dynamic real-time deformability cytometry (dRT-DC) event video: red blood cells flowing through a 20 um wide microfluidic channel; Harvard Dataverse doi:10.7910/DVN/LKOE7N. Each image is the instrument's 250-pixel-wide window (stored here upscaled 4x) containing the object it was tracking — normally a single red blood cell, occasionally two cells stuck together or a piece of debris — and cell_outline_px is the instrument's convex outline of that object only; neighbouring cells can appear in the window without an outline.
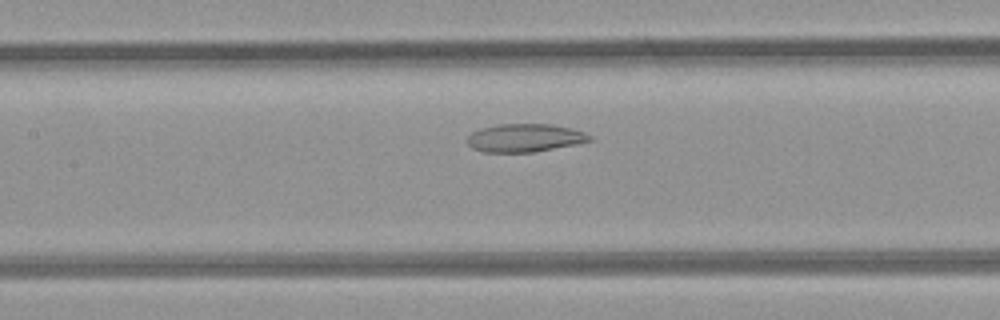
{"species": "common noctule bat (a hibernating species)", "species_latin": "Nyctalus noctula", "temperature_condition": "room temperature", "stored_images_in_passage": 31, "camera_frame_rate_fps": 3000, "um_per_image_px": 0.085, "animal": {"sex": "female", "body_mass_g": 21.9}, "frame": {"image": 1, "passage_image": 7, "time_ms": 2.0, "image_size_px": [1000, 320], "cell_outline_px": [[592, 140], [576, 144], [536, 152], [484, 152], [472, 148], [468, 144], [468, 136], [472, 132], [480, 128], [496, 124], [552, 124], [572, 128], [584, 132], [592, 136]], "centroid_in_image_um": [44.61, 11.71], "position_along_channel_um": 162.8, "area_um2": 20.17}}
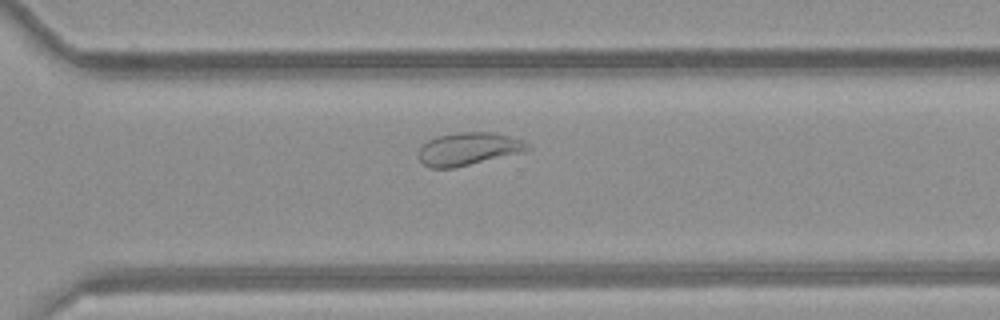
{"frame": {"image": 2, "passage_image": 19, "time_ms": 6.0, "image_size_px": [1000, 320], "cell_outline_px": [[532, 148], [524, 152], [452, 168], [432, 168], [424, 164], [420, 160], [420, 148], [428, 140], [436, 136], [456, 132], [492, 132], [524, 140]], "centroid_in_image_um": [39.85, 12.64], "position_along_channel_um": 330.8, "area_um2": 20.69}}
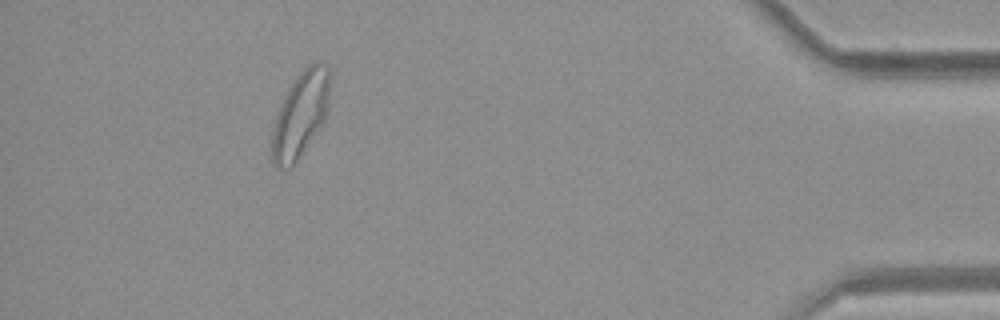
{"frame": {"image": 3, "passage_image": 29, "time_ms": 9.333, "image_size_px": [1000, 320], "cell_outline_px": [[328, 100], [324, 120], [296, 160], [288, 168], [276, 168], [272, 164], [272, 136], [276, 120], [284, 96], [300, 72], [308, 64], [316, 60], [324, 60], [328, 64]], "centroid_in_image_um": [25.54, 9.68], "position_along_channel_um": 409.7, "area_um2": 27.92}}